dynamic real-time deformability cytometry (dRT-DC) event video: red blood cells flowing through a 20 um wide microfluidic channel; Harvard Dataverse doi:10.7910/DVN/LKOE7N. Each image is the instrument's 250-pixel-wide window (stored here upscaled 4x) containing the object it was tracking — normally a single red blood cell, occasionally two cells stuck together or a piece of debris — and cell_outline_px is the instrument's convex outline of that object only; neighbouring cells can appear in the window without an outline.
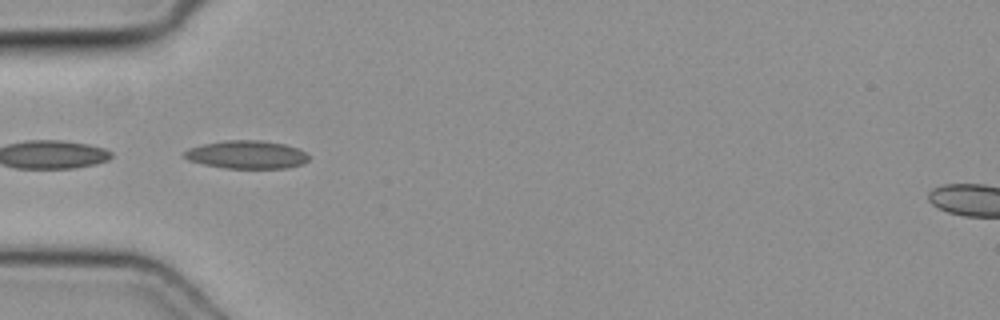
{"species": "common noctule bat (a hibernating species)", "species_latin": "Nyctalus noctula", "temperature_condition": "cold", "stored_images_in_passage": 17, "camera_frame_rate_fps": 3000, "um_per_image_px": 0.085, "animal": {"sex": "female", "body_mass_g": 19.3, "forearm_length_mm": 54.1}, "frame": {"image": 1, "passage_image": 10, "time_ms": 3.0, "image_size_px": [1000, 320], "cell_outline_px": [[308, 160], [304, 164], [288, 168], [224, 168], [204, 164], [188, 160], [184, 156], [184, 152], [188, 148], [204, 144], [224, 140], [260, 140], [284, 144], [296, 148], [304, 152], [308, 156]], "centroid_in_image_um": [20.97, 13.15], "position_along_channel_um": 64.0, "area_um2": 20.29}}